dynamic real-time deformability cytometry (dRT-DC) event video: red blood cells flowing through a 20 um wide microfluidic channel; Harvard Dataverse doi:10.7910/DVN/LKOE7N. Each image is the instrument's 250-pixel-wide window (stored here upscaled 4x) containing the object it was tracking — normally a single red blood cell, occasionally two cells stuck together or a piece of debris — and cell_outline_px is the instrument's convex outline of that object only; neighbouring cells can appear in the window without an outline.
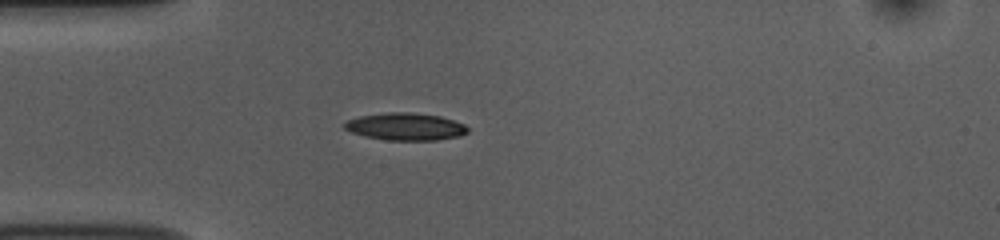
{"species": "common noctule bat (a hibernating species)", "species_latin": "Nyctalus noctula", "temperature_condition": "room temperature", "stored_images_in_passage": 36, "camera_frame_rate_fps": 3000, "um_per_image_px": 0.085, "animal": {"sex": "female", "body_mass_g": 10.0, "forearm_length_mm": 53.1}, "frame": {"image": 1, "passage_image": 1, "time_ms": 0.0, "image_size_px": [1000, 240], "cell_outline_px": [[468, 132], [460, 136], [436, 140], [384, 140], [364, 136], [352, 132], [344, 128], [344, 124], [348, 120], [360, 116], [388, 112], [412, 112], [440, 116], [464, 124], [468, 128]], "centroid_in_image_um": [34.47, 10.76], "position_along_channel_um": 50.5, "area_um2": 19.59}}
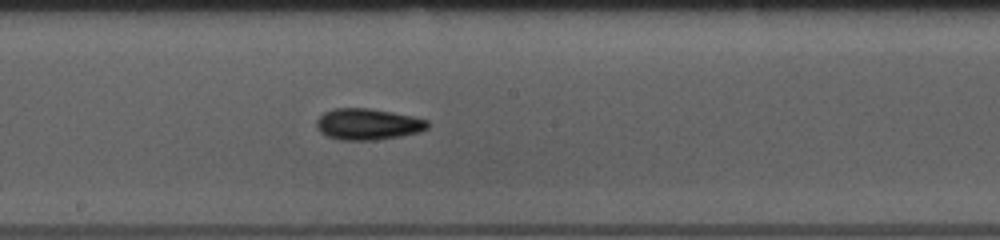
{"frame": {"image": 2, "passage_image": 15, "time_ms": 4.667, "image_size_px": [1000, 240], "cell_outline_px": [[428, 128], [420, 132], [400, 136], [376, 140], [340, 140], [328, 136], [320, 132], [316, 128], [316, 120], [324, 112], [336, 108], [368, 108], [392, 112], [412, 116], [428, 120]], "centroid_in_image_um": [31.26, 10.56], "position_along_channel_um": 216.9, "area_um2": 20.29}}
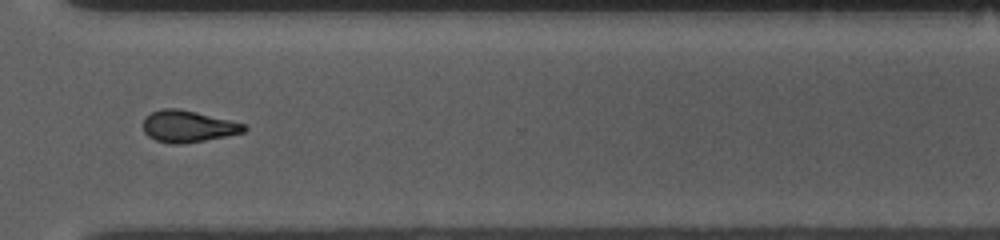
{"frame": {"image": 3, "passage_image": 26, "time_ms": 8.333, "image_size_px": [1000, 240], "cell_outline_px": [[248, 128], [244, 132], [204, 140], [180, 144], [172, 144], [156, 140], [148, 136], [144, 132], [144, 116], [160, 108], [180, 108], [244, 124]], "centroid_in_image_um": [15.93, 10.73], "position_along_channel_um": 354.7, "area_um2": 18.44}, "authors_computed_cell_mechanics": {"area_um2": 19.1029, "velocity_mm_per_s": 3.7651, "shape_relaxation_time_tau1_ms": 4.6089, "shape_relaxation_time_tau2_ms": 7.2708, "deformation_change_tau1": 0.1338, "deformation_change_tau2": 0.1696}}